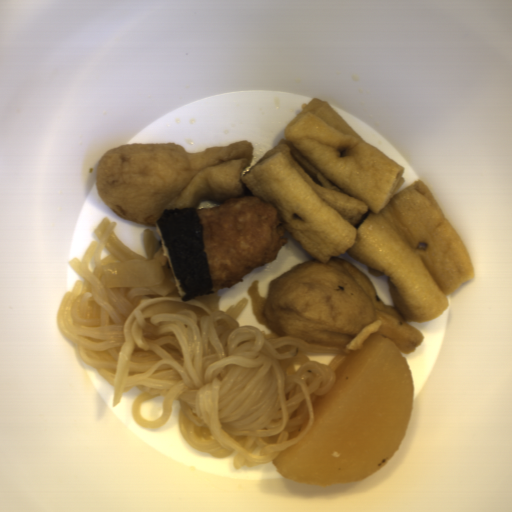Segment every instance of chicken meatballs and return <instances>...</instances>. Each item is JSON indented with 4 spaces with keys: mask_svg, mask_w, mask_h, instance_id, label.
Returning <instances> with one entry per match:
<instances>
[{
    "mask_svg": "<svg viewBox=\"0 0 512 512\" xmlns=\"http://www.w3.org/2000/svg\"><path fill=\"white\" fill-rule=\"evenodd\" d=\"M216 207L195 208L203 224L212 289L230 288L252 272L276 261L288 244L274 201L245 195L223 200Z\"/></svg>",
    "mask_w": 512,
    "mask_h": 512,
    "instance_id": "obj_1",
    "label": "chicken meatballs"
},
{
    "mask_svg": "<svg viewBox=\"0 0 512 512\" xmlns=\"http://www.w3.org/2000/svg\"><path fill=\"white\" fill-rule=\"evenodd\" d=\"M155 228L157 230V234H158V237L160 239L162 254L168 260L169 267H170V270H171V273H172V277H173V279H174V281L176 283V289L178 291L179 297L182 299L183 296L186 295L187 293L181 288L180 279H177V277L175 275L173 264H172V260H171V256L168 254L167 246L164 245L165 241L163 239L162 232H161V229H160L157 221L155 222Z\"/></svg>",
    "mask_w": 512,
    "mask_h": 512,
    "instance_id": "obj_2",
    "label": "chicken meatballs"
}]
</instances>
